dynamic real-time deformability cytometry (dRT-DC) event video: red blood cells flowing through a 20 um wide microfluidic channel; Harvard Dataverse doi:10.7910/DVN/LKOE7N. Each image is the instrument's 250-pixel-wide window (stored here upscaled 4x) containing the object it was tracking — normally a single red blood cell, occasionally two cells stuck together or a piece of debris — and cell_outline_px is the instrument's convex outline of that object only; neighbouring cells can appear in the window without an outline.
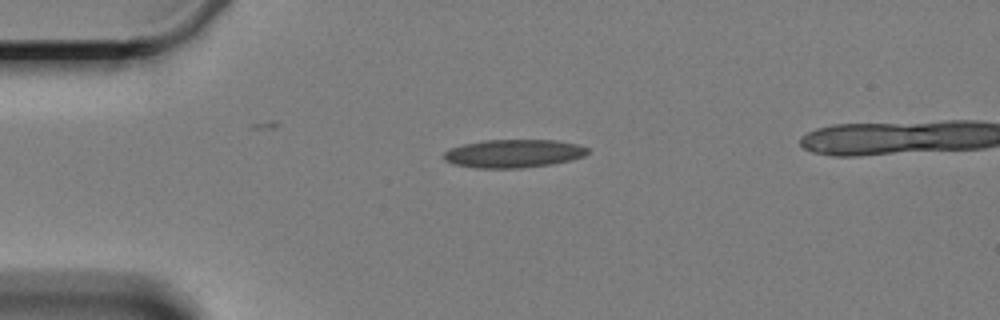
{"species": "Egyptian fruit bat (a non-hibernating species)", "species_latin": "Rousettus aegyptiacus", "temperature_condition": "cold", "stored_images_in_passage": 2, "camera_frame_rate_fps": 3000, "um_per_image_px": 0.085, "animal": {"sex": "female"}, "frame": {"image": 1, "passage_image": 1, "time_ms": 0.0, "image_size_px": [1000, 320], "cell_outline_px": [[588, 152], [584, 156], [572, 160], [552, 164], [520, 168], [476, 168], [452, 164], [444, 160], [444, 152], [452, 148], [464, 144], [484, 140], [556, 140], [576, 144], [588, 148]], "centroid_in_image_um": [43.65, 13.05], "position_along_channel_um": 41.4, "area_um2": 23.64}}